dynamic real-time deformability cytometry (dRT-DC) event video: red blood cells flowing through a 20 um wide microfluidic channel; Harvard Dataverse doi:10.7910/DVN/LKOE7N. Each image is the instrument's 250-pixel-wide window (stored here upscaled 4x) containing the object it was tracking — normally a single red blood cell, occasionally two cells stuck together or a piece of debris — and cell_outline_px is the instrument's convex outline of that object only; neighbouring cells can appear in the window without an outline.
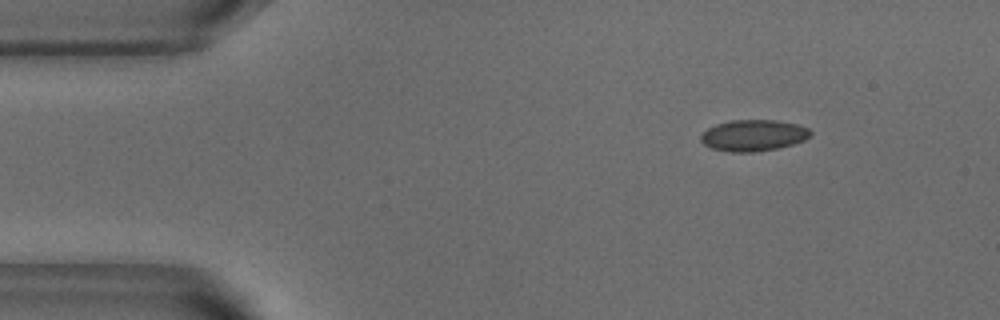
{"species": "common noctule bat (a hibernating species)", "species_latin": "Nyctalus noctula", "temperature_condition": "warm", "stored_images_in_passage": 46, "camera_frame_rate_fps": 3000, "um_per_image_px": 0.085, "animal": {"sex": "male", "body_mass_g": 18.8}, "frame": {"image": 1, "passage_image": 1, "time_ms": 0.0, "image_size_px": [1000, 320], "cell_outline_px": [[812, 132], [804, 140], [792, 144], [776, 148], [752, 152], [732, 152], [712, 148], [704, 144], [700, 140], [700, 136], [708, 128], [716, 124], [732, 120], [776, 120], [796, 124], [808, 128]], "centroid_in_image_um": [64.02, 11.5], "position_along_channel_um": 21.0, "area_um2": 19.77}}
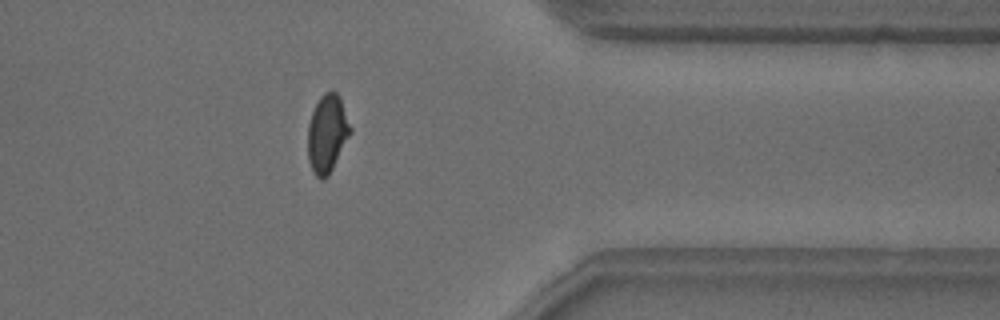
{"frame": {"image": 2, "passage_image": 36, "time_ms": 11.667, "image_size_px": [1000, 320], "cell_outline_px": [[352, 132], [328, 176], [324, 180], [320, 180], [316, 176], [308, 160], [308, 124], [312, 112], [320, 96], [324, 92], [336, 92], [340, 96], [352, 128]], "centroid_in_image_um": [27.82, 11.35], "position_along_channel_um": 383.6, "area_um2": 19.36}}
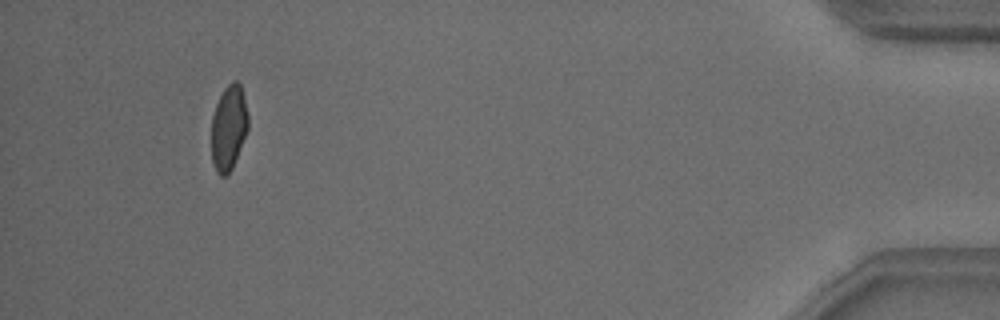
{"frame": {"image": 3, "passage_image": 43, "time_ms": 14.0, "image_size_px": [1000, 320], "cell_outline_px": [[248, 128], [232, 168], [228, 176], [220, 176], [216, 172], [212, 164], [212, 116], [216, 104], [224, 88], [232, 80], [236, 80], [240, 84], [244, 96], [248, 116]], "centroid_in_image_um": [19.43, 10.86], "position_along_channel_um": 415.8, "area_um2": 18.21}, "authors_computed_cell_mechanics": {"area_um2": 19.652, "velocity_mm_per_s": 3.8385, "shape_relaxation_time_tau1_ms": 9.7658, "shape_relaxation_time_tau2_ms": null, "deformation_change_tau1": 0.1753, "deformation_change_tau2": null}}